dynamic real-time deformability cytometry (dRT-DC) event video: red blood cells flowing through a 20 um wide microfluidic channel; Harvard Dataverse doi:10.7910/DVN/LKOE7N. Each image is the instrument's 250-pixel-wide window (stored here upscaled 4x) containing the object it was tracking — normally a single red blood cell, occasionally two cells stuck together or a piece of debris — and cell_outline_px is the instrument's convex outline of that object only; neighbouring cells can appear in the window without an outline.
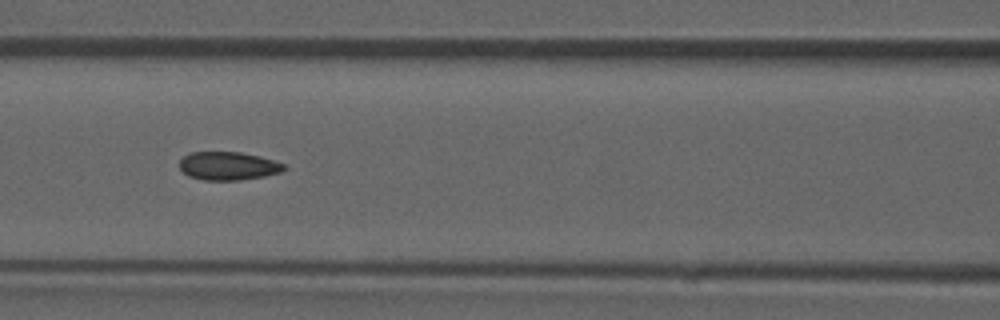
{"species": "common noctule bat (a hibernating species)", "species_latin": "Nyctalus noctula", "temperature_condition": "room temperature", "stored_images_in_passage": 52, "camera_frame_rate_fps": 3000, "um_per_image_px": 0.085, "animal": {"sex": "male", "forearm_length_mm": 52.5}, "frame": {"image": 1, "passage_image": 23, "time_ms": 7.333, "image_size_px": [1000, 320], "cell_outline_px": [[288, 168], [284, 172], [264, 176], [240, 180], [204, 180], [188, 176], [180, 168], [180, 160], [188, 152], [240, 152], [260, 156], [284, 164]], "centroid_in_image_um": [19.42, 14.1], "position_along_channel_um": 147.2, "area_um2": 17.34}, "authors_computed_cell_mechanics": {"area_um2": 17.6579, "velocity_mm_per_s": 3.9062, "shape_relaxation_time_tau1_ms": null, "shape_relaxation_time_tau2_ms": 1.5466, "deformation_change_tau1": null, "deformation_change_tau2": 0.0589}}